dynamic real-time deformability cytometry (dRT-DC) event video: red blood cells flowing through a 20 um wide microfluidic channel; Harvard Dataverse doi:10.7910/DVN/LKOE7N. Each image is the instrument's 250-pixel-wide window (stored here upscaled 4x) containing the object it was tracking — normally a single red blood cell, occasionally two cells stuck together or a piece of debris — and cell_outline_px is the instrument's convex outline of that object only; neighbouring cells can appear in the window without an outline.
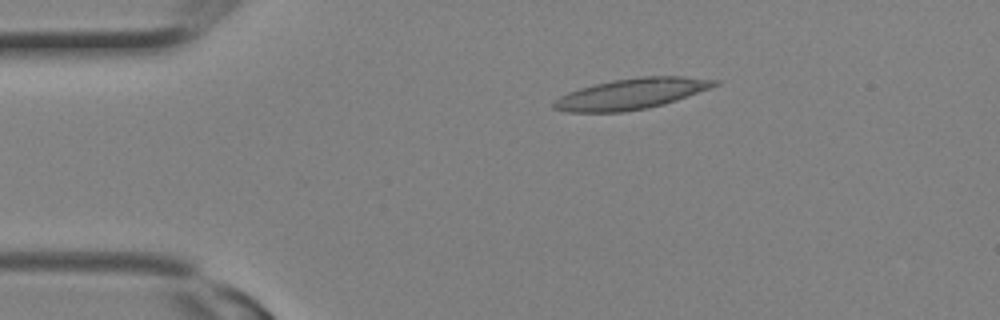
{"species": "Egyptian fruit bat (a non-hibernating species)", "species_latin": "Rousettus aegyptiacus", "temperature_condition": "room temperature", "stored_images_in_passage": 3, "camera_frame_rate_fps": 3000, "um_per_image_px": 0.085, "animal": {"sex": "female"}, "frame": {"image": 1, "passage_image": 2, "time_ms": 0.333, "image_size_px": [1000, 320], "cell_outline_px": [[720, 84], [676, 100], [664, 104], [648, 108], [620, 112], [568, 112], [552, 108], [552, 100], [568, 92], [580, 88], [612, 80], [640, 76], [684, 76], [720, 80]], "centroid_in_image_um": [53.65, 7.97], "position_along_channel_um": 31.4, "area_um2": 28.84}}
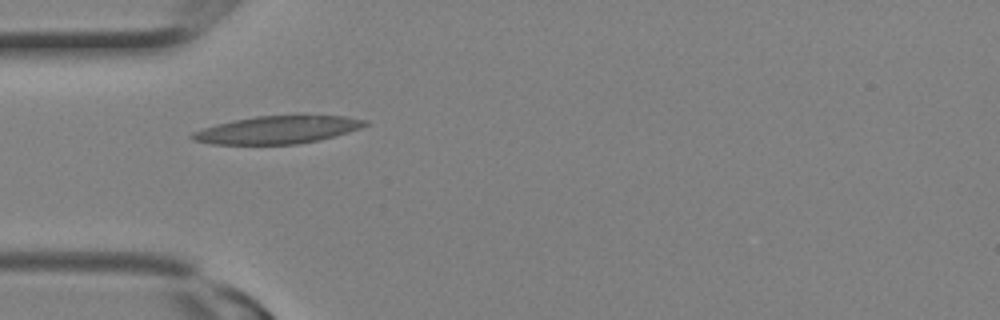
{"frame": {"image": 2, "passage_image": 3, "time_ms": 0.667, "image_size_px": [1000, 320], "cell_outline_px": [[368, 124], [360, 128], [348, 132], [316, 140], [296, 144], [212, 144], [192, 140], [188, 136], [192, 132], [204, 128], [232, 120], [256, 116], [304, 112], [344, 116], [368, 120]], "centroid_in_image_um": [23.63, 10.98], "position_along_channel_um": 61.4, "area_um2": 28.78}}